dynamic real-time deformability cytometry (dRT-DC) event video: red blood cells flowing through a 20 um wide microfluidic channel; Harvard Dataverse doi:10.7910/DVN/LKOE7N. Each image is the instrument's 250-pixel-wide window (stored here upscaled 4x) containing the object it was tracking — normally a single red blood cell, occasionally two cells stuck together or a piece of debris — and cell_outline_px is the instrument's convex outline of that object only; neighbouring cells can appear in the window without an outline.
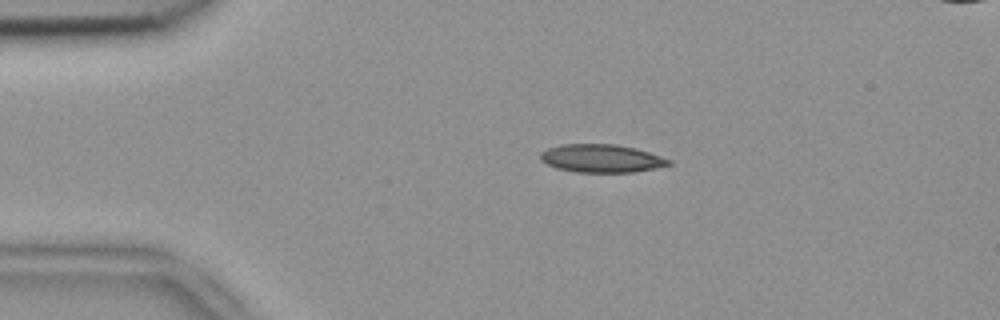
{"species": "common noctule bat (a hibernating species)", "species_latin": "Nyctalus noctula", "temperature_condition": "room temperature", "stored_images_in_passage": 3, "camera_frame_rate_fps": 3000, "um_per_image_px": 0.085, "animal": {"sex": "female", "body_mass_g": 18.4}, "frame": {"image": 1, "passage_image": 2, "time_ms": 0.333, "image_size_px": [1000, 320], "cell_outline_px": [[672, 164], [632, 172], [576, 172], [556, 168], [540, 160], [540, 152], [548, 148], [560, 144], [616, 144], [636, 148], [672, 160]], "centroid_in_image_um": [51.09, 13.45], "position_along_channel_um": 33.9, "area_um2": 20.92}}